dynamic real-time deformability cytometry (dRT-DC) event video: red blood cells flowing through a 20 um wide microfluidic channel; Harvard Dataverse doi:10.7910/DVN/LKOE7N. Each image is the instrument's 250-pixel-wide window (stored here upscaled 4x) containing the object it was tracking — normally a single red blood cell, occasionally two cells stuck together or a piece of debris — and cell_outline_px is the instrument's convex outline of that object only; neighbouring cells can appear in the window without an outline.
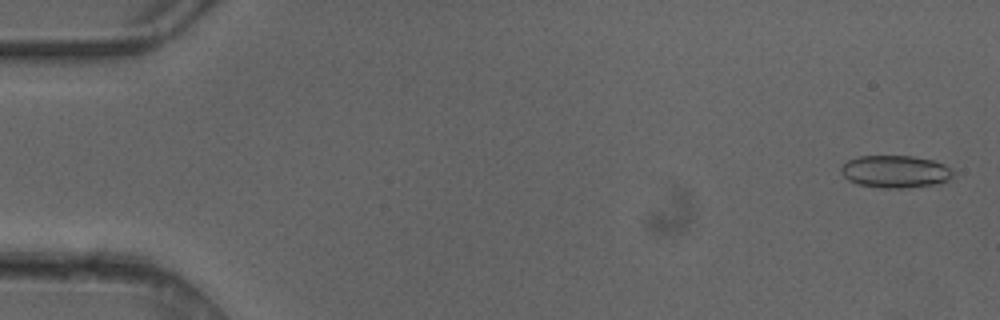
{"species": "common noctule bat (a hibernating species)", "species_latin": "Nyctalus noctula", "temperature_condition": "cold", "stored_images_in_passage": 8, "camera_frame_rate_fps": 3000, "um_per_image_px": 0.085, "animal": {"sex": "female"}, "frame": {"image": 1, "passage_image": 1, "time_ms": 0.0, "image_size_px": [1000, 320], "cell_outline_px": [[952, 180], [932, 184], [908, 188], [880, 188], [856, 184], [848, 180], [840, 172], [840, 168], [848, 160], [860, 156], [912, 156], [932, 160], [944, 164], [952, 168]], "centroid_in_image_um": [76.09, 14.59], "position_along_channel_um": 8.9, "area_um2": 21.27}}
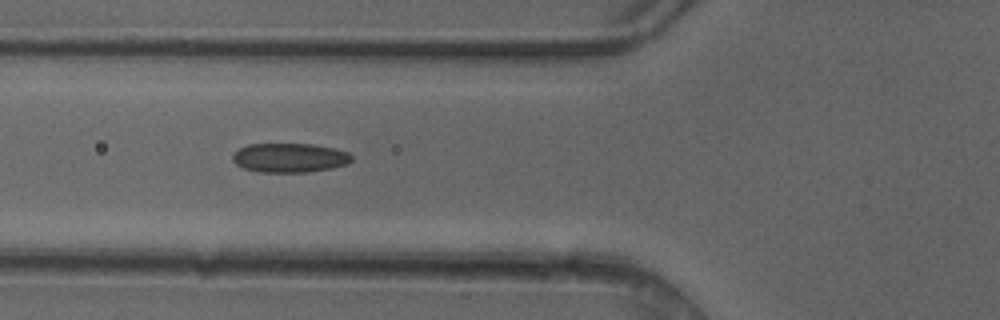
{"frame": {"image": 2, "passage_image": 6, "time_ms": 1.667, "image_size_px": [1000, 320], "cell_outline_px": [[352, 160], [348, 164], [332, 168], [308, 172], [256, 172], [244, 168], [236, 164], [232, 160], [232, 156], [240, 148], [248, 144], [312, 144], [336, 148], [348, 152], [352, 156]], "centroid_in_image_um": [24.64, 13.41], "position_along_channel_um": 101.2, "area_um2": 20.4}}
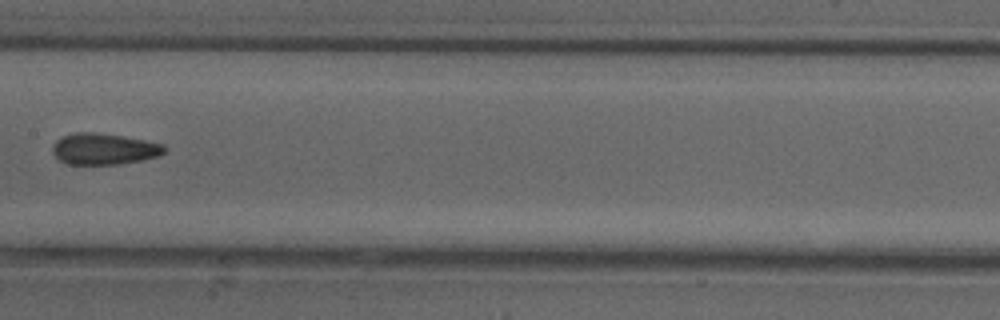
{"frame": {"image": 3, "passage_image": 8, "time_ms": 2.333, "image_size_px": [1000, 320], "cell_outline_px": [[168, 148], [160, 156], [140, 160], [116, 164], [68, 164], [60, 160], [52, 152], [52, 148], [56, 140], [64, 136], [76, 132], [92, 132], [120, 136], [144, 140], [164, 144]], "centroid_in_image_um": [8.85, 12.66], "position_along_channel_um": 198.5, "area_um2": 20.17}}